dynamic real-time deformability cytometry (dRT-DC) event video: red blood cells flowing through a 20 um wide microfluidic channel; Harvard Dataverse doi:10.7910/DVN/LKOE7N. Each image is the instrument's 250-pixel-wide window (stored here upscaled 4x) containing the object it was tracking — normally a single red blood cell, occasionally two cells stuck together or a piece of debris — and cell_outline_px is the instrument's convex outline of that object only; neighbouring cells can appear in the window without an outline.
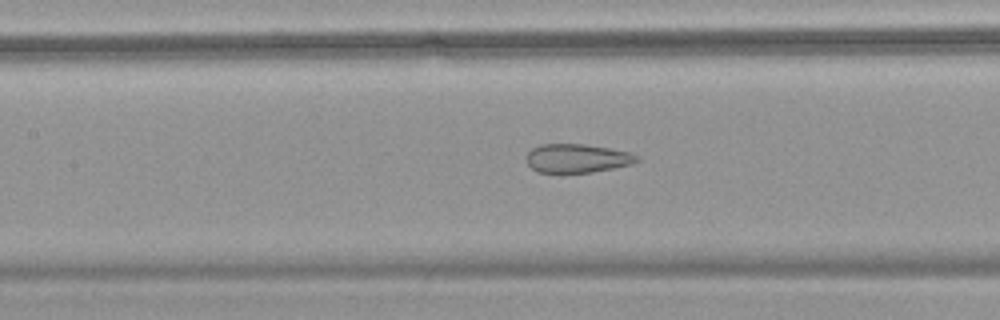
{"species": "common noctule bat (a hibernating species)", "species_latin": "Nyctalus noctula", "temperature_condition": "warm", "stored_images_in_passage": 13, "camera_frame_rate_fps": 3000, "um_per_image_px": 0.085, "animal": {"sex": "female", "body_mass_g": 18.4}, "frame": {"image": 1, "passage_image": 11, "time_ms": 3.333, "image_size_px": [1000, 320], "cell_outline_px": [[640, 160], [632, 164], [592, 172], [536, 172], [524, 160], [524, 156], [532, 148], [540, 144], [584, 144], [632, 152], [640, 156]], "centroid_in_image_um": [49.04, 13.45], "position_along_channel_um": 158.4, "area_um2": 18.67}}